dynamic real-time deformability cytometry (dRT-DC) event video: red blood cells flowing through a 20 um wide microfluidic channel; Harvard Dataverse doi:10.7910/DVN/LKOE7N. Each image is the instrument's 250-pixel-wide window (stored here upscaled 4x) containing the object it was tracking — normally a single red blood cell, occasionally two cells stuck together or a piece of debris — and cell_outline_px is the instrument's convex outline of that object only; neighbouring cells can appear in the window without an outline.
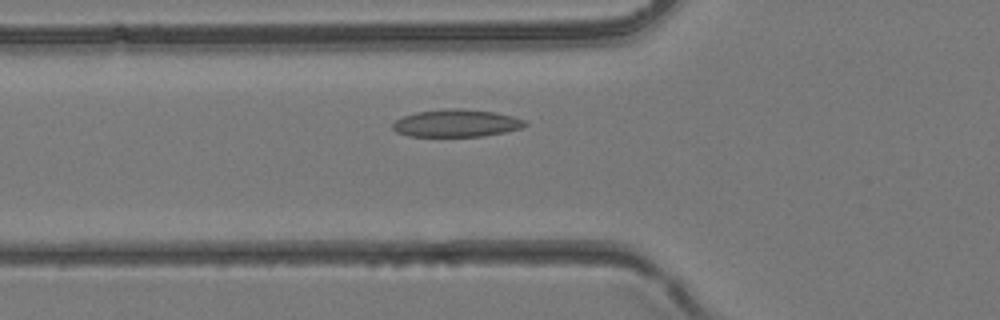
{"species": "common noctule bat (a hibernating species)", "species_latin": "Nyctalus noctula", "temperature_condition": "room temperature", "stored_images_in_passage": 6, "camera_frame_rate_fps": 3000, "um_per_image_px": 0.085, "animal": {"sex": "female", "body_mass_g": 24.6, "forearm_length_mm": 56.2}, "frame": {"image": 1, "passage_image": 6, "time_ms": 1.667, "image_size_px": [1000, 320], "cell_outline_px": [[528, 124], [520, 128], [504, 132], [484, 136], [408, 136], [396, 132], [392, 128], [392, 124], [396, 120], [404, 116], [416, 112], [448, 108], [456, 108], [492, 112], [512, 116], [524, 120]], "centroid_in_image_um": [38.76, 10.47], "position_along_channel_um": 87.0, "area_um2": 20.98}}